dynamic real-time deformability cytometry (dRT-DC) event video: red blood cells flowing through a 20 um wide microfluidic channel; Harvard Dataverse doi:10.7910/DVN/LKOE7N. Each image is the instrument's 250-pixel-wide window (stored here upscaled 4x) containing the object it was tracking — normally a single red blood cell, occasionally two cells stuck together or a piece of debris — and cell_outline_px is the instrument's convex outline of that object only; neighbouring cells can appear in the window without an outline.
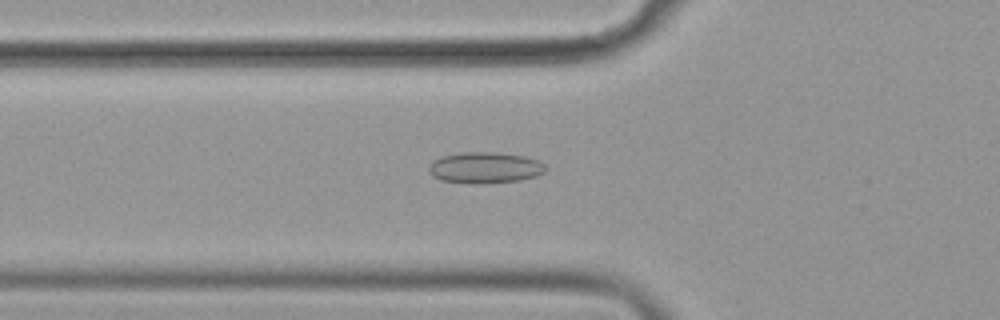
{"species": "common noctule bat (a hibernating species)", "species_latin": "Nyctalus noctula", "temperature_condition": "cold", "stored_images_in_passage": 53, "camera_frame_rate_fps": 3000, "um_per_image_px": 0.085, "animal": {"sex": "female", "body_mass_g": 19.9}, "frame": {"image": 1, "passage_image": 17, "time_ms": 5.333, "image_size_px": [1000, 320], "cell_outline_px": [[544, 172], [536, 176], [520, 180], [484, 184], [468, 184], [440, 180], [432, 176], [428, 172], [428, 168], [432, 160], [440, 156], [464, 152], [496, 152], [524, 156], [536, 160], [544, 164]], "centroid_in_image_um": [41.15, 14.26], "position_along_channel_um": 84.6, "area_um2": 21.44}}
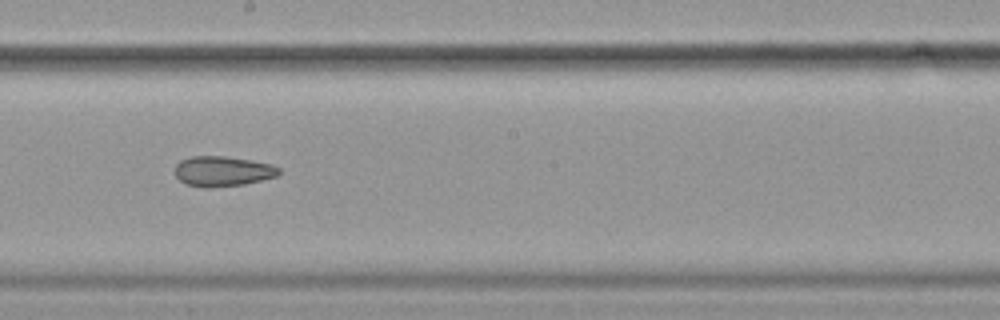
{"frame": {"image": 2, "passage_image": 29, "time_ms": 9.333, "image_size_px": [1000, 320], "cell_outline_px": [[280, 172], [276, 176], [244, 184], [208, 188], [204, 188], [184, 184], [176, 176], [176, 164], [180, 160], [192, 156], [224, 156], [252, 160], [272, 164], [280, 168]], "centroid_in_image_um": [18.91, 14.55], "position_along_channel_um": 229.3, "area_um2": 18.32}}
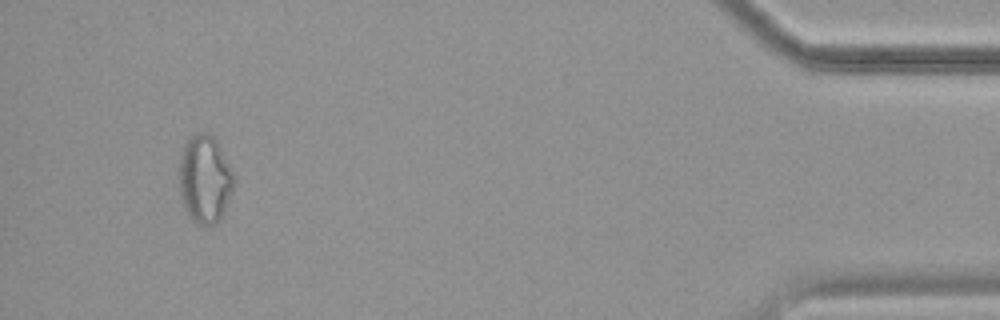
{"frame": {"image": 3, "passage_image": 50, "time_ms": 16.333, "image_size_px": [1000, 320], "cell_outline_px": [[232, 192], [216, 224], [204, 228], [192, 220], [188, 216], [184, 208], [180, 196], [180, 152], [184, 144], [196, 132], [208, 132], [216, 140], [232, 172]], "centroid_in_image_um": [17.36, 15.25], "position_along_channel_um": 417.8, "area_um2": 27.74}, "authors_computed_cell_mechanics": {"area_um2": 21.4438, "velocity_mm_per_s": 3.6074, "shape_relaxation_time_tau1_ms": null, "shape_relaxation_time_tau2_ms": 4.5142, "deformation_change_tau1": null, "deformation_change_tau2": 0.12}}